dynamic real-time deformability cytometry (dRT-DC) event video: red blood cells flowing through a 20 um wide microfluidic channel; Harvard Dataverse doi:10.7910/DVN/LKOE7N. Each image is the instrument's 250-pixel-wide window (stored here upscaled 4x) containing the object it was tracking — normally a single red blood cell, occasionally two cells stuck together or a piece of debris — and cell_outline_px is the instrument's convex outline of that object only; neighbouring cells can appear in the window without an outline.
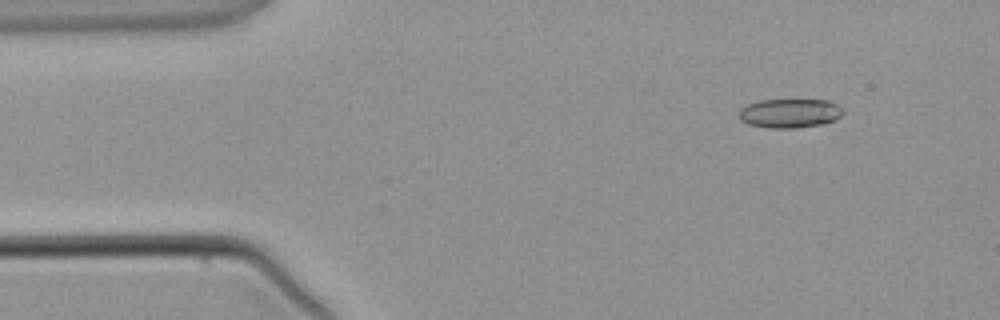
{"species": "common noctule bat (a hibernating species)", "species_latin": "Nyctalus noctula", "temperature_condition": "warm", "stored_images_in_passage": 4, "camera_frame_rate_fps": 3000, "um_per_image_px": 0.085, "animal": {"sex": "male", "body_mass_g": 21.5, "forearm_length_mm": 52.0}, "frame": {"image": 1, "passage_image": 2, "time_ms": 1.333, "image_size_px": [1000, 320], "cell_outline_px": [[844, 112], [840, 116], [832, 120], [820, 124], [796, 128], [768, 128], [748, 124], [740, 120], [740, 108], [748, 104], [760, 100], [828, 100], [844, 108]], "centroid_in_image_um": [67.12, 9.62], "position_along_channel_um": 17.9, "area_um2": 17.57}}
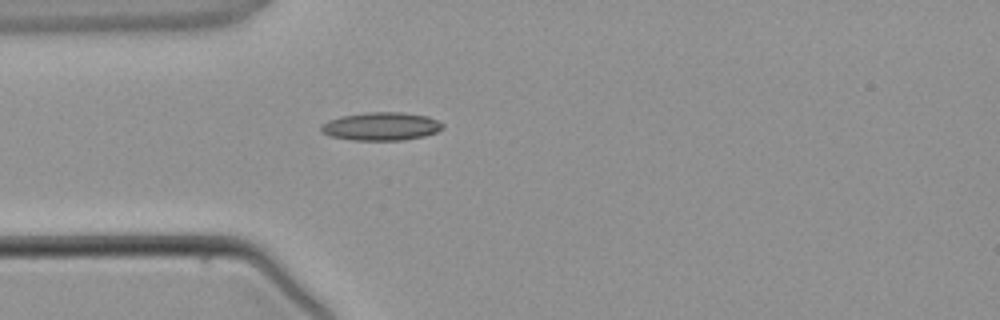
{"frame": {"image": 2, "passage_image": 4, "time_ms": 3.667, "image_size_px": [1000, 320], "cell_outline_px": [[444, 128], [436, 132], [424, 136], [404, 140], [352, 140], [332, 136], [324, 132], [320, 128], [328, 120], [340, 116], [368, 112], [404, 112], [428, 116], [444, 124]], "centroid_in_image_um": [32.45, 10.73], "position_along_channel_um": 52.6, "area_um2": 19.88}}